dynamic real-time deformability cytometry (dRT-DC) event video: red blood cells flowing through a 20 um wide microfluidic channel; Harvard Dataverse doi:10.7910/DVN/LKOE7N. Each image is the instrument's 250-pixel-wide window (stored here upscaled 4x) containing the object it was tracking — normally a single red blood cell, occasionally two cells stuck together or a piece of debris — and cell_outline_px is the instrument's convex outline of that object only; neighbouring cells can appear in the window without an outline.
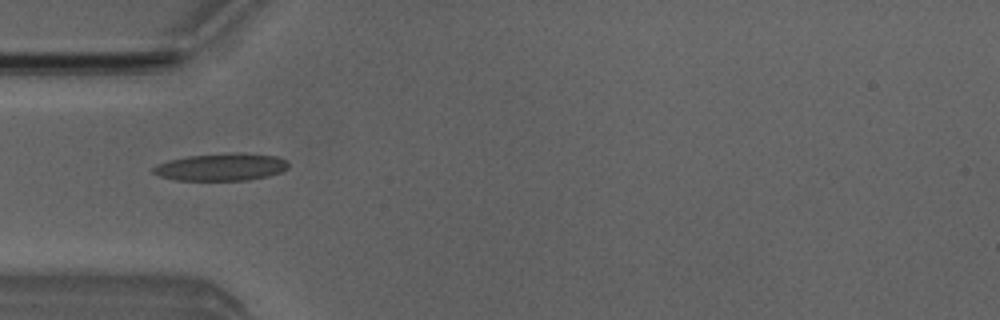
{"species": "Egyptian fruit bat (a non-hibernating species)", "species_latin": "Rousettus aegyptiacus", "temperature_condition": "room temperature", "stored_images_in_passage": 7, "camera_frame_rate_fps": 3000, "um_per_image_px": 0.085, "animal": {"sex": "male"}, "frame": {"image": 1, "passage_image": 5, "time_ms": 4.667, "image_size_px": [1000, 320], "cell_outline_px": [[288, 168], [280, 172], [268, 176], [248, 180], [176, 180], [160, 176], [152, 172], [152, 168], [168, 160], [188, 156], [232, 152], [244, 152], [276, 156], [288, 160]], "centroid_in_image_um": [18.84, 14.18], "position_along_channel_um": 66.2, "area_um2": 21.68}}
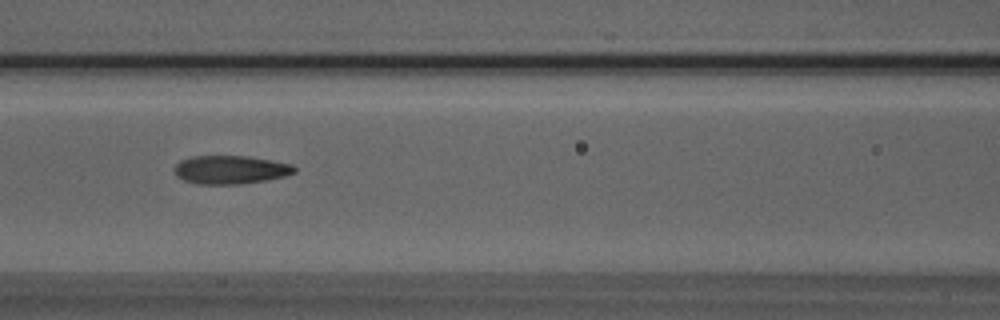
{"frame": {"image": 2, "passage_image": 7, "time_ms": 6.667, "image_size_px": [1000, 320], "cell_outline_px": [[296, 172], [284, 176], [264, 180], [240, 184], [200, 184], [184, 180], [176, 176], [176, 164], [180, 160], [192, 156], [248, 156], [272, 160], [292, 164], [296, 168]], "centroid_in_image_um": [19.6, 14.42], "position_along_channel_um": 147.0, "area_um2": 19.77}}